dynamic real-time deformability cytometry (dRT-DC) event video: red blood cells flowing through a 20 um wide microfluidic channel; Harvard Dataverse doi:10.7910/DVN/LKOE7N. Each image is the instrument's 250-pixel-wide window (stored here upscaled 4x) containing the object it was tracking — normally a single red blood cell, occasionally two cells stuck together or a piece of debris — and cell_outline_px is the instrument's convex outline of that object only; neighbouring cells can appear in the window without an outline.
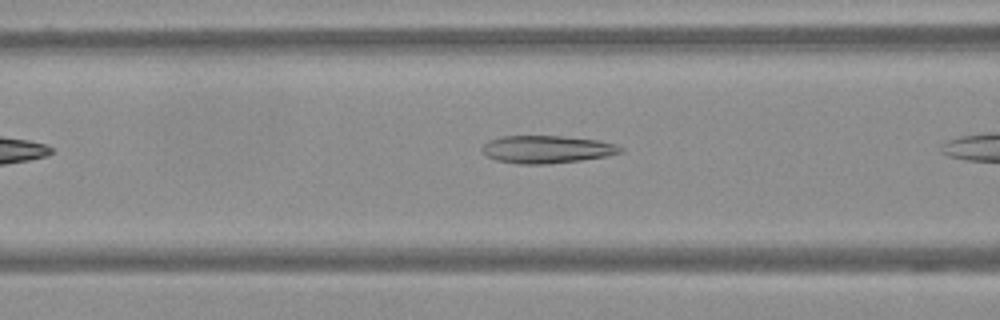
{"species": "Egyptian fruit bat (a non-hibernating species)", "species_latin": "Rousettus aegyptiacus", "temperature_condition": "warm", "stored_images_in_passage": 7, "camera_frame_rate_fps": 3000, "um_per_image_px": 0.085, "frame": {"image": 1, "passage_image": 5, "time_ms": 1.333, "image_size_px": [1000, 320], "cell_outline_px": [[624, 152], [608, 156], [580, 160], [548, 164], [520, 164], [496, 160], [488, 156], [480, 148], [488, 140], [504, 136], [560, 136], [600, 140], [616, 144], [624, 148]], "centroid_in_image_um": [46.52, 12.69], "position_along_channel_um": 120.1, "area_um2": 22.37}}